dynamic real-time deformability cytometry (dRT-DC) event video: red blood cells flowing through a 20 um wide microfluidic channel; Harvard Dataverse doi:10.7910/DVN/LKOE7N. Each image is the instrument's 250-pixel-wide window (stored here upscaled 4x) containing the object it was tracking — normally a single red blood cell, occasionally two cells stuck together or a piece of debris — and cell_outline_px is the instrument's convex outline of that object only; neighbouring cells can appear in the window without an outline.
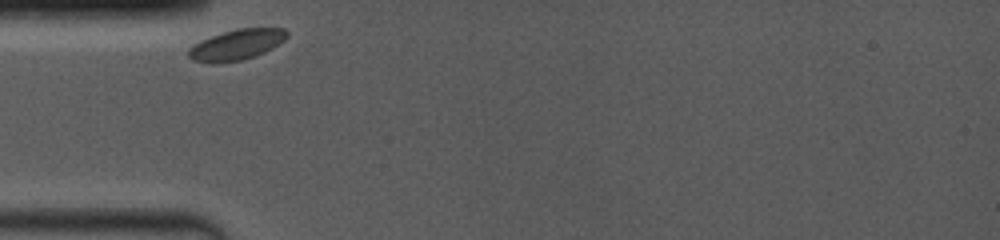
{"species": "common noctule bat (a hibernating species)", "species_latin": "Nyctalus noctula", "temperature_condition": "room temperature", "stored_images_in_passage": 2, "camera_frame_rate_fps": 4000, "um_per_image_px": 0.085, "animal": {"sex": "female", "body_mass_g": 19.0, "forearm_length_mm": 53.3}, "frame": {"image": 1, "passage_image": 1, "time_ms": 0.0, "image_size_px": [1000, 240], "cell_outline_px": [[288, 36], [284, 40], [272, 48], [264, 52], [244, 60], [192, 60], [188, 56], [188, 48], [200, 40], [236, 28], [284, 28], [288, 32]], "centroid_in_image_um": [20.16, 3.75], "position_along_channel_um": 64.8, "area_um2": 16.88}}
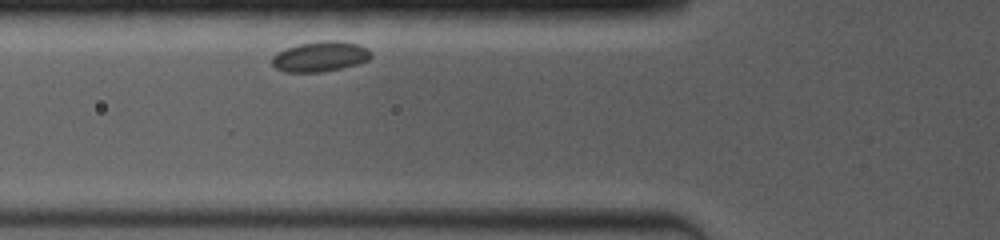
{"frame": {"image": 2, "passage_image": 2, "time_ms": 1.0, "image_size_px": [1000, 240], "cell_outline_px": [[372, 56], [368, 60], [356, 64], [340, 68], [320, 72], [284, 72], [276, 68], [272, 64], [272, 56], [276, 52], [300, 44], [324, 40], [336, 40], [360, 44], [368, 48], [372, 52]], "centroid_in_image_um": [27.23, 4.8], "position_along_channel_um": 98.6, "area_um2": 17.46}}